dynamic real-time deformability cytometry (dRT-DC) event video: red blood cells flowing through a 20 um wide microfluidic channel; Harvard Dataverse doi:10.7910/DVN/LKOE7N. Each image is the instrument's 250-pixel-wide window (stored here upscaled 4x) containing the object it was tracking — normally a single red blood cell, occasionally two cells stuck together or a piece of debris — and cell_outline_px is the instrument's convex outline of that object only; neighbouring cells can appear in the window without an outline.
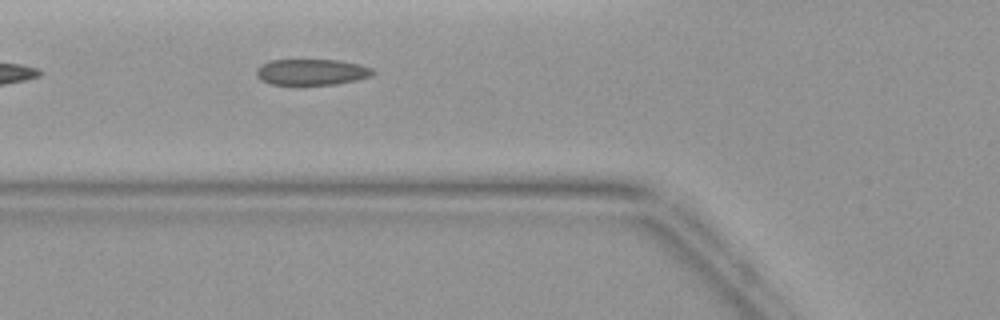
{"species": "common noctule bat (a hibernating species)", "species_latin": "Nyctalus noctula", "temperature_condition": "warm", "stored_images_in_passage": 4, "camera_frame_rate_fps": 3000, "um_per_image_px": 0.085, "animal": {"sex": "female", "body_mass_g": 19.9}, "frame": {"image": 1, "passage_image": 4, "time_ms": 3.667, "image_size_px": [1000, 320], "cell_outline_px": [[376, 72], [372, 76], [356, 80], [336, 84], [272, 84], [260, 80], [256, 76], [256, 68], [272, 60], [340, 60], [372, 68]], "centroid_in_image_um": [26.5, 6.12], "position_along_channel_um": 99.3, "area_um2": 17.51}}